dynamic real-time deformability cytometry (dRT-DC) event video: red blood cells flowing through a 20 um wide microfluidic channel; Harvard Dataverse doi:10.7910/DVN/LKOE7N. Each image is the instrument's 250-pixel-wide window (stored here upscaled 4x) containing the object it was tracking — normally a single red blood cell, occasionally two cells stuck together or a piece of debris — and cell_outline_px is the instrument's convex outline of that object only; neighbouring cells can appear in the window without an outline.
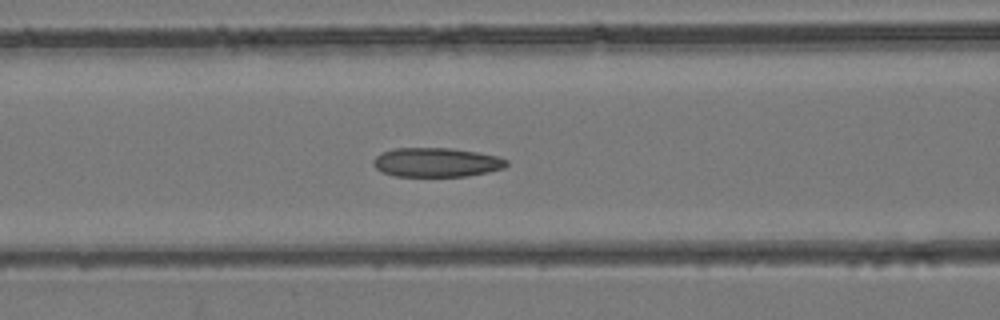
{"species": "common noctule bat (a hibernating species)", "species_latin": "Nyctalus noctula", "temperature_condition": "room temperature", "stored_images_in_passage": 44, "camera_frame_rate_fps": 3000, "um_per_image_px": 0.085, "animal": {"sex": "female", "body_mass_g": 24.6, "forearm_length_mm": 56.2}, "frame": {"image": 1, "passage_image": 19, "time_ms": 6.0, "image_size_px": [1000, 320], "cell_outline_px": [[508, 164], [504, 168], [488, 172], [468, 176], [396, 176], [380, 172], [372, 164], [372, 160], [380, 152], [392, 148], [452, 148], [476, 152], [496, 156], [508, 160]], "centroid_in_image_um": [37.05, 13.8], "position_along_channel_um": 129.5, "area_um2": 22.83}}
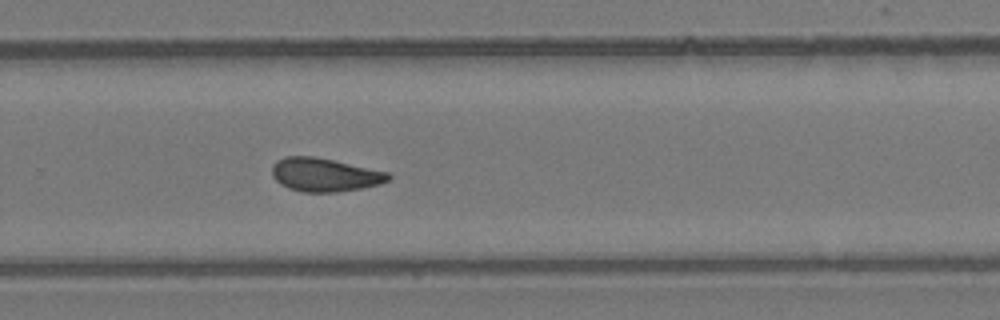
{"frame": {"image": 2, "passage_image": 30, "time_ms": 9.667, "image_size_px": [1000, 320], "cell_outline_px": [[392, 176], [388, 180], [380, 184], [360, 188], [336, 192], [304, 192], [288, 188], [280, 184], [272, 176], [272, 164], [276, 160], [284, 156], [312, 156], [332, 160], [388, 172]], "centroid_in_image_um": [27.55, 14.85], "position_along_channel_um": 302.2, "area_um2": 22.6}}
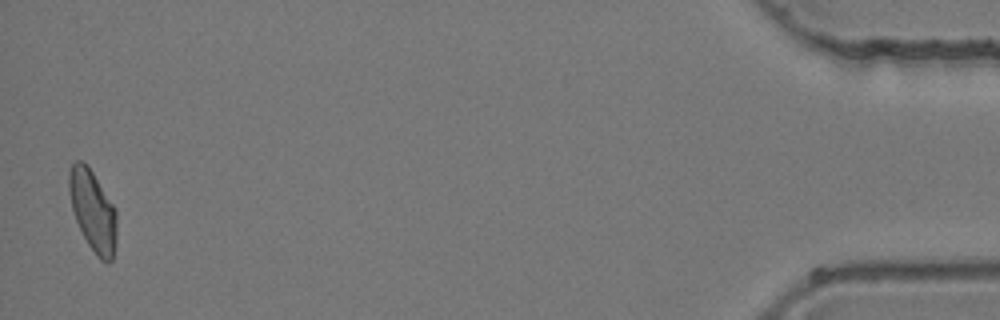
{"frame": {"image": 3, "passage_image": 44, "time_ms": 14.333, "image_size_px": [1000, 320], "cell_outline_px": [[116, 244], [112, 260], [108, 264], [100, 260], [96, 256], [88, 244], [76, 220], [72, 208], [68, 192], [68, 172], [72, 164], [76, 160], [80, 160], [88, 164], [116, 208]], "centroid_in_image_um": [7.89, 17.89], "position_along_channel_um": 427.3, "area_um2": 22.83}}